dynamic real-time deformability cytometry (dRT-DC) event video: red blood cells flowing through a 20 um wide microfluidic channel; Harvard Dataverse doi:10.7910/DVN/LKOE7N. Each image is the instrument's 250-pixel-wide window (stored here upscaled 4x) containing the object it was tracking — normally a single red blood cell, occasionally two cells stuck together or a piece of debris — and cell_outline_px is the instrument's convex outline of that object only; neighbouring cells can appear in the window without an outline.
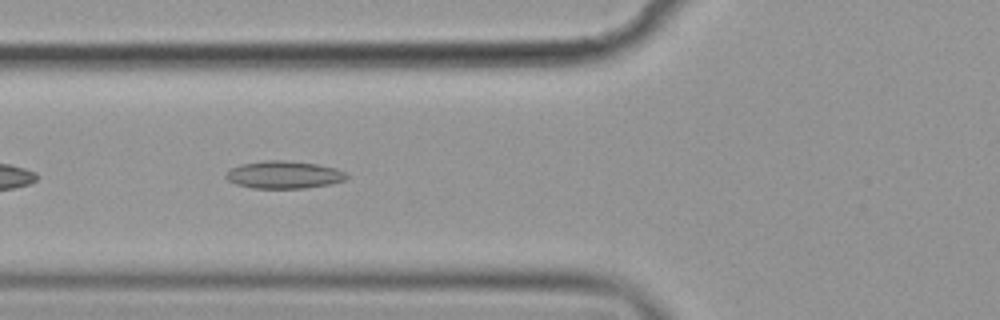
{"species": "common noctule bat (a hibernating species)", "species_latin": "Nyctalus noctula", "temperature_condition": "cold", "stored_images_in_passage": 36, "camera_frame_rate_fps": 3000, "um_per_image_px": 0.085, "animal": {"sex": "female", "body_mass_g": 19.9}, "frame": {"image": 1, "passage_image": 6, "time_ms": 1.667, "image_size_px": [1000, 320], "cell_outline_px": [[348, 180], [332, 184], [304, 188], [252, 188], [236, 184], [228, 180], [224, 176], [232, 168], [240, 164], [264, 160], [284, 160], [316, 164], [336, 168], [348, 172]], "centroid_in_image_um": [24.19, 14.85], "position_along_channel_um": 101.6, "area_um2": 19.54}}
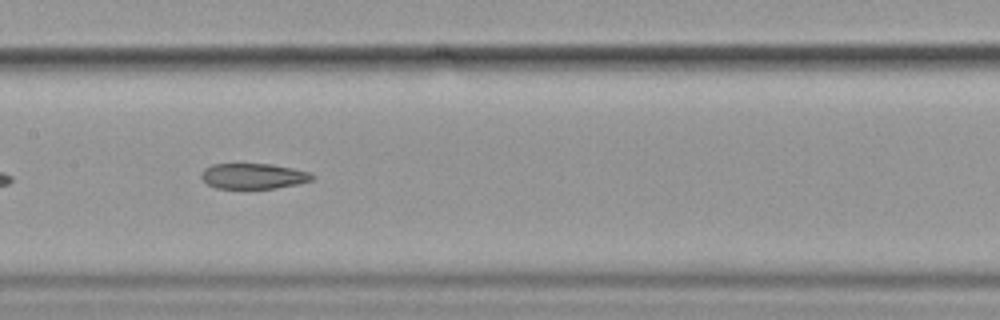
{"frame": {"image": 2, "passage_image": 13, "time_ms": 4.0, "image_size_px": [1000, 320], "cell_outline_px": [[316, 176], [312, 180], [296, 184], [276, 188], [216, 188], [208, 184], [200, 176], [200, 172], [204, 168], [212, 164], [272, 164], [292, 168], [308, 172]], "centroid_in_image_um": [21.51, 14.96], "position_along_channel_um": 185.9, "area_um2": 16.42}}
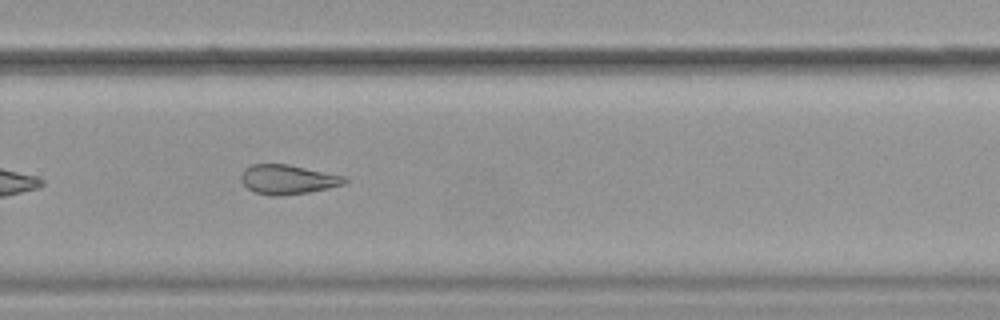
{"frame": {"image": 3, "passage_image": 23, "time_ms": 7.333, "image_size_px": [1000, 320], "cell_outline_px": [[348, 180], [344, 184], [328, 188], [308, 192], [284, 196], [272, 196], [256, 192], [248, 188], [240, 180], [240, 176], [244, 168], [252, 164], [288, 164], [344, 176]], "centroid_in_image_um": [24.43, 15.25], "position_along_channel_um": 305.4, "area_um2": 17.74}, "authors_computed_cell_mechanics": {"area_um2": 18.3226, "velocity_mm_per_s": 3.6011, "shape_relaxation_time_tau1_ms": null, "shape_relaxation_time_tau2_ms": 6.9547, "deformation_change_tau1": null, "deformation_change_tau2": 0.1686}}